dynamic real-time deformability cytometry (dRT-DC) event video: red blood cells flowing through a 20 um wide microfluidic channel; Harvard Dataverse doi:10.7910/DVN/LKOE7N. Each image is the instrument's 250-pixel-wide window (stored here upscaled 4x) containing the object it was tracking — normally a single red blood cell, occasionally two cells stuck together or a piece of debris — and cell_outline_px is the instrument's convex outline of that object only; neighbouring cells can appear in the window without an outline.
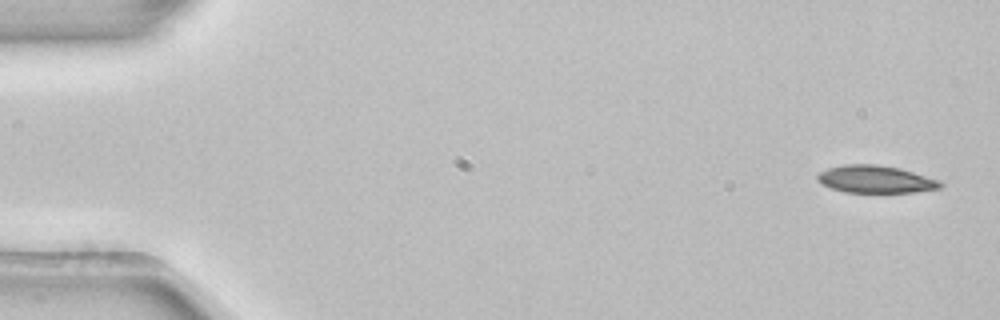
{"species": "common noctule bat (a hibernating species)", "species_latin": "Nyctalus noctula", "temperature_condition": "room temperature", "stored_images_in_passage": 4, "camera_frame_rate_fps": 3000, "um_per_image_px": 0.085, "animal": {"sex": "female", "body_mass_g": 22.7, "forearm_length_mm": 54.2}, "frame": {"image": 1, "passage_image": 1, "time_ms": 0.0, "image_size_px": [1000, 320], "cell_outline_px": [[944, 184], [940, 188], [916, 192], [844, 192], [832, 188], [816, 180], [816, 176], [820, 172], [828, 168], [844, 164], [876, 164], [900, 168], [940, 180]], "centroid_in_image_um": [74.44, 15.23], "position_along_channel_um": 10.6, "area_um2": 19.65}}
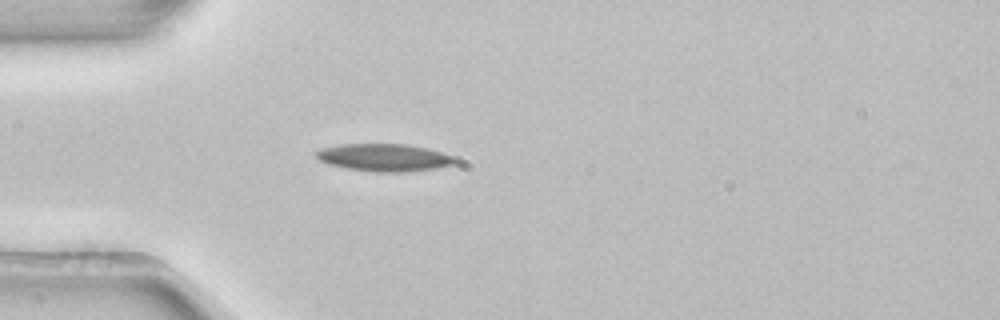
{"frame": {"image": 2, "passage_image": 4, "time_ms": 1.0, "image_size_px": [1000, 320], "cell_outline_px": [[460, 160], [456, 164], [436, 168], [404, 172], [376, 172], [348, 168], [328, 164], [320, 160], [316, 156], [316, 152], [320, 148], [344, 144], [408, 144], [456, 156]], "centroid_in_image_um": [32.71, 13.39], "position_along_channel_um": 52.3, "area_um2": 22.25}}